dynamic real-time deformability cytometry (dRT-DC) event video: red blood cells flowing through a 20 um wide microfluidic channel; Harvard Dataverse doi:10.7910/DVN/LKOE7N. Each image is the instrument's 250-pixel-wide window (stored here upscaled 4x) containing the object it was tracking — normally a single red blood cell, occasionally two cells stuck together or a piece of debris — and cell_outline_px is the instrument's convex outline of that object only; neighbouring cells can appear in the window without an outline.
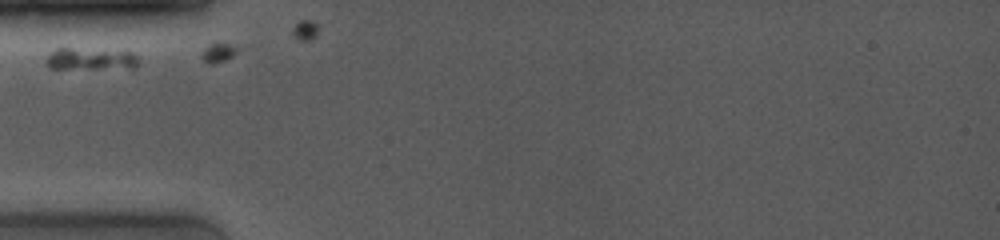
{"species": "common noctule bat (a hibernating species)", "species_latin": "Nyctalus noctula", "temperature_condition": "room temperature", "stored_images_in_passage": 5, "camera_frame_rate_fps": 4000, "um_per_image_px": 0.085, "animal": {"sex": "female", "body_mass_g": 19.0, "forearm_length_mm": 53.3}, "frame": {"image": 1, "passage_image": 1, "time_ms": 0.0, "image_size_px": [1000, 240], "cell_outline_px": [[140, 64], [136, 68], [48, 68], [44, 64], [44, 60], [56, 48], [68, 48], [132, 52], [140, 60]], "centroid_in_image_um": [7.71, 5.02], "position_along_channel_um": 77.3, "area_um2": 11.85}}